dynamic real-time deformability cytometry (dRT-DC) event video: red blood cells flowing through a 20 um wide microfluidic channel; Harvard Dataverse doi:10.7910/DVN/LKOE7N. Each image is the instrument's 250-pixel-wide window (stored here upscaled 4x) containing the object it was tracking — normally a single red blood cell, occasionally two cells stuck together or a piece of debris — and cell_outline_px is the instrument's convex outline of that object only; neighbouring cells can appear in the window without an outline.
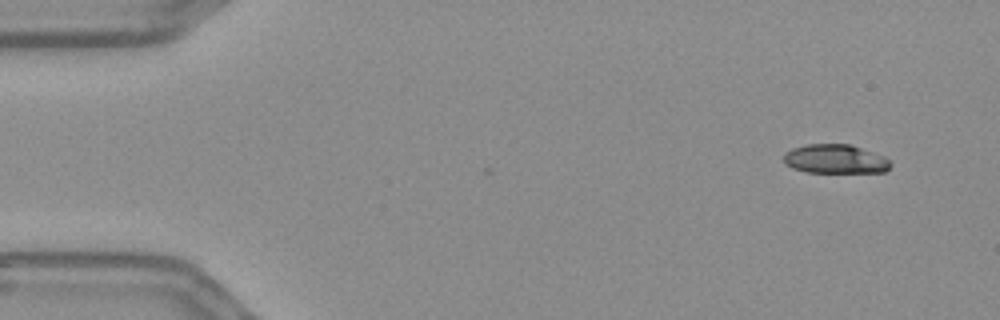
{"species": "Egyptian fruit bat (a non-hibernating species)", "species_latin": "Rousettus aegyptiacus", "temperature_condition": "warm", "stored_images_in_passage": 3, "camera_frame_rate_fps": 3000, "um_per_image_px": 0.085, "frame": {"image": 1, "passage_image": 1, "time_ms": 0.0, "image_size_px": [1000, 320], "cell_outline_px": [[892, 164], [884, 172], [804, 172], [792, 168], [784, 164], [784, 152], [792, 148], [808, 144], [852, 144], [884, 156]], "centroid_in_image_um": [70.97, 13.51], "position_along_channel_um": 14.0, "area_um2": 18.21}}